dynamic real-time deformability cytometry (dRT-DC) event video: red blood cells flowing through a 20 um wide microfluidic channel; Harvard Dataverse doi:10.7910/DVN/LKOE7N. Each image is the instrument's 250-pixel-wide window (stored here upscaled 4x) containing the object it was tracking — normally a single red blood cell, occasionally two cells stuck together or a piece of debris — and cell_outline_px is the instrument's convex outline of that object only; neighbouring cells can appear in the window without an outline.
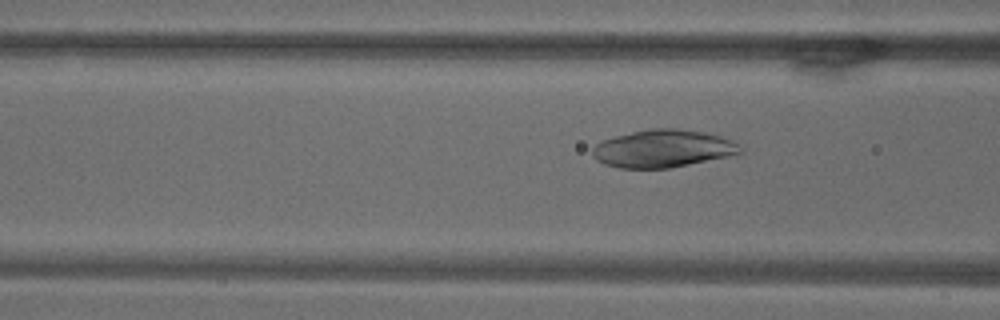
{"species": "common noctule bat (a hibernating species)", "species_latin": "Nyctalus noctula", "temperature_condition": "warm", "stored_images_in_passage": 63, "camera_frame_rate_fps": 3000, "um_per_image_px": 0.085, "animal": {"sex": "male", "body_mass_g": 18.8}, "frame": {"image": 1, "passage_image": 20, "time_ms": 6.333, "image_size_px": [1000, 320], "cell_outline_px": [[744, 152], [728, 156], [668, 168], [620, 168], [604, 164], [596, 160], [592, 156], [592, 148], [596, 144], [604, 140], [616, 136], [632, 132], [652, 128], [676, 128], [704, 132], [720, 136], [732, 140], [740, 144]], "centroid_in_image_um": [56.35, 12.63], "position_along_channel_um": 110.2, "area_um2": 32.31}}
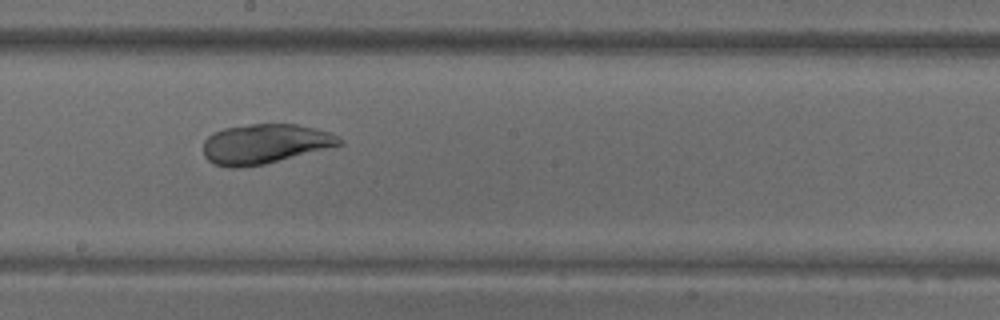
{"frame": {"image": 2, "passage_image": 32, "time_ms": 10.333, "image_size_px": [1000, 320], "cell_outline_px": [[344, 144], [264, 164], [236, 168], [228, 168], [212, 164], [204, 156], [204, 140], [212, 132], [224, 128], [252, 124], [296, 124], [316, 128], [328, 132], [344, 140]], "centroid_in_image_um": [22.48, 12.23], "position_along_channel_um": 225.7, "area_um2": 31.5}}
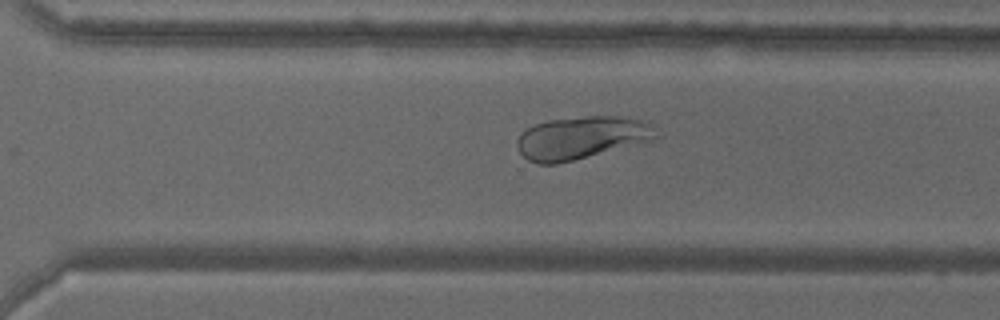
{"frame": {"image": 3, "passage_image": 42, "time_ms": 13.667, "image_size_px": [1000, 320], "cell_outline_px": [[652, 136], [640, 140], [572, 160], [556, 164], [536, 164], [528, 160], [520, 152], [516, 144], [516, 140], [520, 132], [536, 124], [548, 120], [584, 116], [620, 116], [640, 120], [652, 124]], "centroid_in_image_um": [49.19, 11.68], "position_along_channel_um": 321.4, "area_um2": 32.95}}